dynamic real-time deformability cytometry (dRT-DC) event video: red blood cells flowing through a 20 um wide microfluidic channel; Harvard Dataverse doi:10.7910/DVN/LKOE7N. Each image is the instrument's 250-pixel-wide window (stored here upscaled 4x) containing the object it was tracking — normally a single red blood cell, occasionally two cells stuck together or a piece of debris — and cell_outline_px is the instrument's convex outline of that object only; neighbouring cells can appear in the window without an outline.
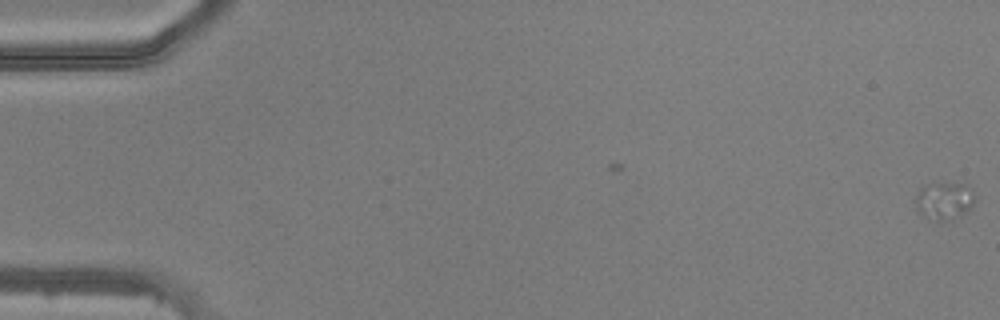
{"species": "common noctule bat (a hibernating species)", "species_latin": "Nyctalus noctula", "temperature_condition": "warm", "stored_images_in_passage": 21, "camera_frame_rate_fps": 3000, "um_per_image_px": 0.085, "animal": {"sex": "male", "body_mass_g": 20.5, "forearm_length_mm": 52.5}, "frame": {"image": 1, "passage_image": 1, "time_ms": 0.0, "image_size_px": [1000, 320], "cell_outline_px": [[976, 200], [964, 212], [952, 220], [936, 220], [924, 216], [916, 208], [916, 196], [920, 188], [924, 184], [940, 180], [968, 184], [972, 188], [976, 196]], "centroid_in_image_um": [80.28, 16.97], "position_along_channel_um": 4.7, "area_um2": 13.47}}